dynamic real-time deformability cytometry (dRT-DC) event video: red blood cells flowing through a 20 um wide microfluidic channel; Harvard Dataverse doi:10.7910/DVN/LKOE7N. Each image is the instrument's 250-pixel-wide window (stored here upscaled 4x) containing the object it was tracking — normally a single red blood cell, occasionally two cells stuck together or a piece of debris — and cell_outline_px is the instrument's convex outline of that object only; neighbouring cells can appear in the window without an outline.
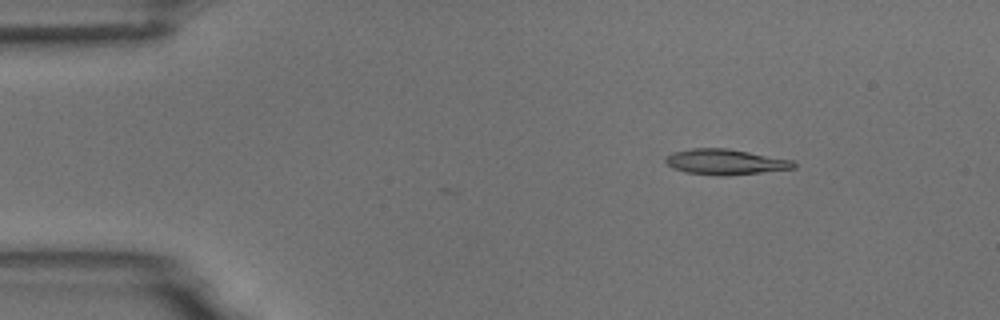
{"species": "common noctule bat (a hibernating species)", "species_latin": "Nyctalus noctula", "temperature_condition": "room temperature", "stored_images_in_passage": 41, "camera_frame_rate_fps": 3000, "um_per_image_px": 0.085, "animal": {"sex": "male", "body_mass_g": 18.8}, "frame": {"image": 1, "passage_image": 1, "time_ms": 0.0, "image_size_px": [1000, 320], "cell_outline_px": [[796, 168], [760, 172], [688, 172], [672, 168], [664, 160], [664, 156], [672, 152], [692, 148], [728, 148], [792, 160], [796, 164]], "centroid_in_image_um": [61.63, 13.69], "position_along_channel_um": 23.4, "area_um2": 17.86}}
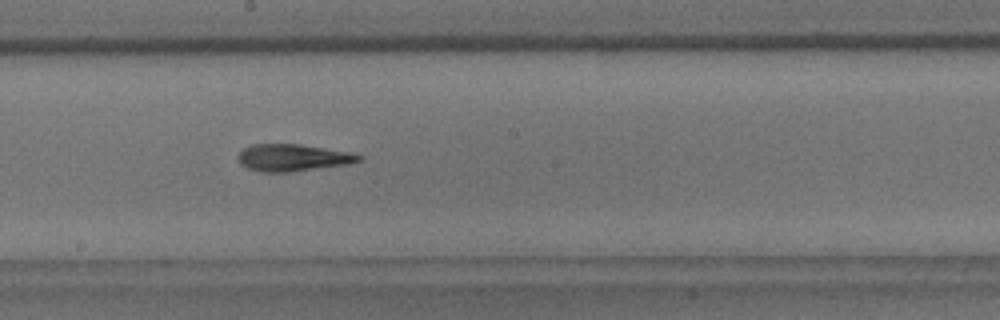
{"frame": {"image": 2, "passage_image": 23, "time_ms": 7.333, "image_size_px": [1000, 320], "cell_outline_px": [[364, 160], [348, 164], [288, 172], [264, 172], [248, 168], [240, 164], [240, 152], [244, 148], [252, 144], [300, 144], [348, 152], [364, 156]], "centroid_in_image_um": [24.93, 13.4], "position_along_channel_um": 223.3, "area_um2": 18.79}}
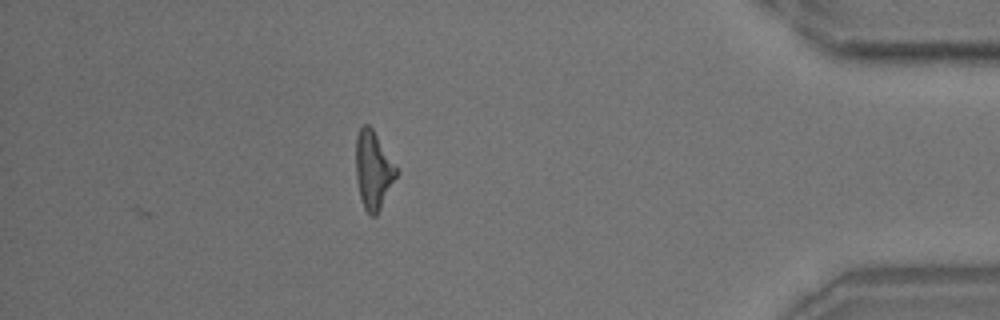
{"frame": {"image": 3, "passage_image": 41, "time_ms": 13.333, "image_size_px": [1000, 320], "cell_outline_px": [[400, 172], [376, 216], [372, 216], [364, 208], [360, 196], [356, 176], [356, 136], [360, 128], [364, 124], [368, 124], [372, 128]], "centroid_in_image_um": [31.74, 14.45], "position_along_channel_um": 403.5, "area_um2": 18.32}, "authors_computed_cell_mechanics": {"area_um2": 18.4382, "velocity_mm_per_s": 3.7303, "shape_relaxation_time_tau1_ms": 5.4579, "shape_relaxation_time_tau2_ms": 4.2603, "deformation_change_tau1": 0.219, "deformation_change_tau2": 0.1514}}